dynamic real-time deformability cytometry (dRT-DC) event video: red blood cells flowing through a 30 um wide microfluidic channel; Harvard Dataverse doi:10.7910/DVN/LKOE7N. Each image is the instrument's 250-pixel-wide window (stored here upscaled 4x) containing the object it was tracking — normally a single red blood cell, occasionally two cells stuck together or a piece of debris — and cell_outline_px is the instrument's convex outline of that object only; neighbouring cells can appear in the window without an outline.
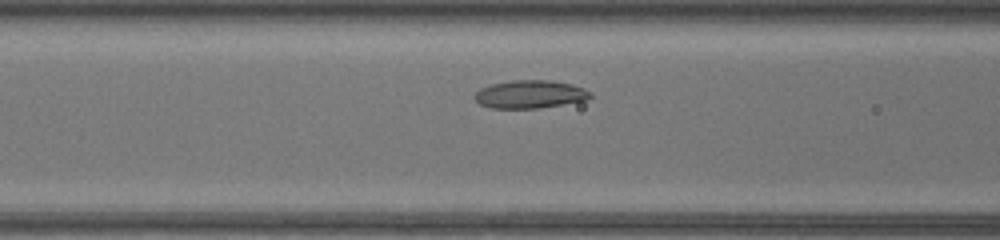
{"species": "common noctule bat (a hibernating species)", "species_latin": "Nyctalus noctula", "temperature_condition": "warm", "stored_images_in_passage": 35, "camera_frame_rate_fps": 3000, "um_per_image_px": 0.085, "animal": {"sex": "female", "body_mass_g": 17.0, "forearm_length_mm": 48.0}, "frame": {"image": 1, "passage_image": 8, "time_ms": 2.333, "image_size_px": [1000, 240], "cell_outline_px": [[592, 96], [584, 100], [536, 108], [492, 108], [480, 104], [472, 96], [480, 88], [488, 84], [512, 80], [552, 80], [572, 84], [584, 88]], "centroid_in_image_um": [44.98, 7.99], "position_along_channel_um": 121.6, "area_um2": 18.79}}
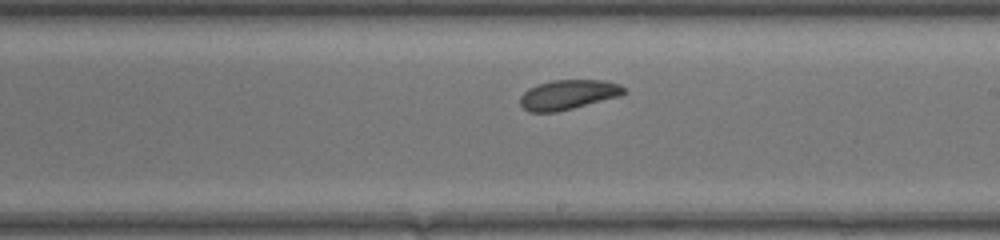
{"frame": {"image": 2, "passage_image": 16, "time_ms": 5.0, "image_size_px": [1000, 240], "cell_outline_px": [[624, 92], [620, 96], [556, 112], [528, 112], [520, 104], [520, 96], [528, 88], [536, 84], [552, 80], [604, 80], [620, 84], [624, 88]], "centroid_in_image_um": [48.25, 8.04], "position_along_channel_um": 240.7, "area_um2": 17.92}}
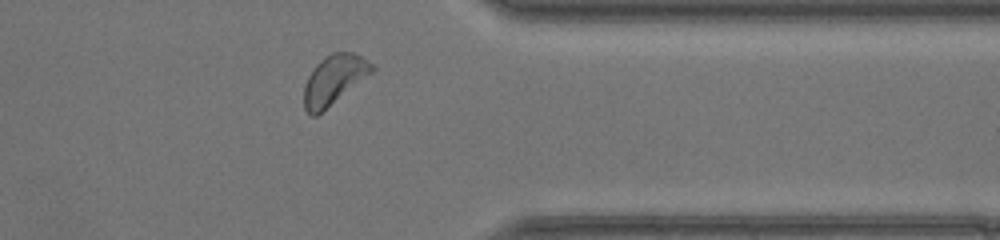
{"frame": {"image": 3, "passage_image": 26, "time_ms": 8.333, "image_size_px": [1000, 240], "cell_outline_px": [[376, 68], [372, 72], [316, 116], [312, 116], [304, 108], [304, 84], [308, 76], [316, 64], [320, 60], [332, 52], [352, 52], [360, 56], [372, 64]], "centroid_in_image_um": [28.36, 6.77], "position_along_channel_um": 383.0, "area_um2": 19.13}}